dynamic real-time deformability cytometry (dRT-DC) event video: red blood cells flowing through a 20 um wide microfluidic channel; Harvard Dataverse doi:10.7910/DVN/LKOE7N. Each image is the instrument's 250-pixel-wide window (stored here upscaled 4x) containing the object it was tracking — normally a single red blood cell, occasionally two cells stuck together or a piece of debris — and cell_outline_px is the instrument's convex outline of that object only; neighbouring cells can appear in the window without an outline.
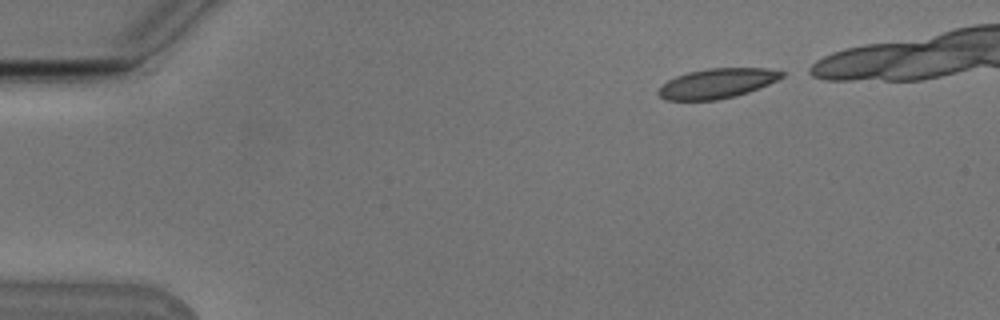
{"species": "Egyptian fruit bat (a non-hibernating species)", "species_latin": "Rousettus aegyptiacus", "temperature_condition": "cold", "stored_images_in_passage": 40, "camera_frame_rate_fps": 3000, "um_per_image_px": 0.085, "animal": {"sex": "male"}, "frame": {"image": 1, "passage_image": 1, "time_ms": 0.0, "image_size_px": [1000, 320], "cell_outline_px": [[784, 76], [768, 84], [748, 92], [736, 96], [716, 100], [664, 100], [656, 92], [668, 80], [676, 76], [688, 72], [708, 68], [768, 68], [784, 72]], "centroid_in_image_um": [60.94, 7.09], "position_along_channel_um": 24.1, "area_um2": 21.33}}
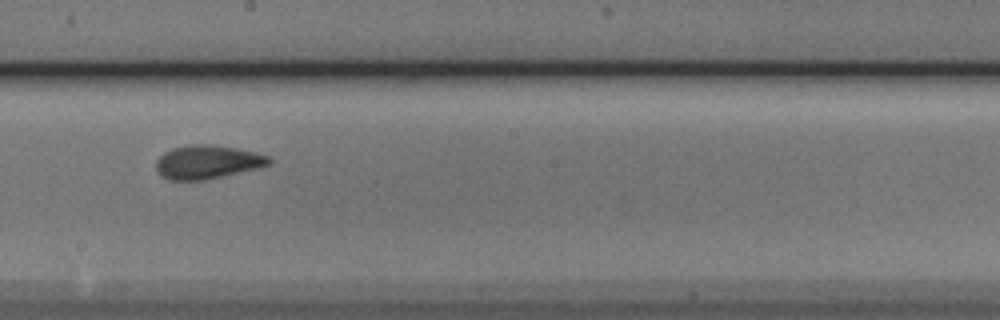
{"frame": {"image": 2, "passage_image": 24, "time_ms": 7.667, "image_size_px": [1000, 320], "cell_outline_px": [[272, 164], [260, 168], [204, 180], [168, 180], [160, 176], [156, 172], [156, 160], [164, 152], [172, 148], [188, 144], [212, 144], [236, 148], [268, 156], [272, 160]], "centroid_in_image_um": [17.6, 13.77], "position_along_channel_um": 230.6, "area_um2": 22.37}}
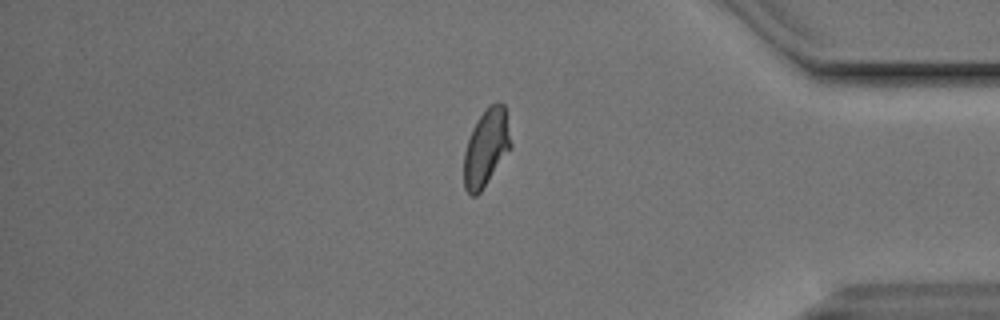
{"frame": {"image": 3, "passage_image": 39, "time_ms": 12.667, "image_size_px": [1000, 320], "cell_outline_px": [[512, 144], [480, 192], [476, 196], [472, 196], [464, 188], [464, 152], [472, 128], [488, 104], [496, 100], [504, 104]], "centroid_in_image_um": [41.31, 12.5], "position_along_channel_um": 393.9, "area_um2": 20.75}}